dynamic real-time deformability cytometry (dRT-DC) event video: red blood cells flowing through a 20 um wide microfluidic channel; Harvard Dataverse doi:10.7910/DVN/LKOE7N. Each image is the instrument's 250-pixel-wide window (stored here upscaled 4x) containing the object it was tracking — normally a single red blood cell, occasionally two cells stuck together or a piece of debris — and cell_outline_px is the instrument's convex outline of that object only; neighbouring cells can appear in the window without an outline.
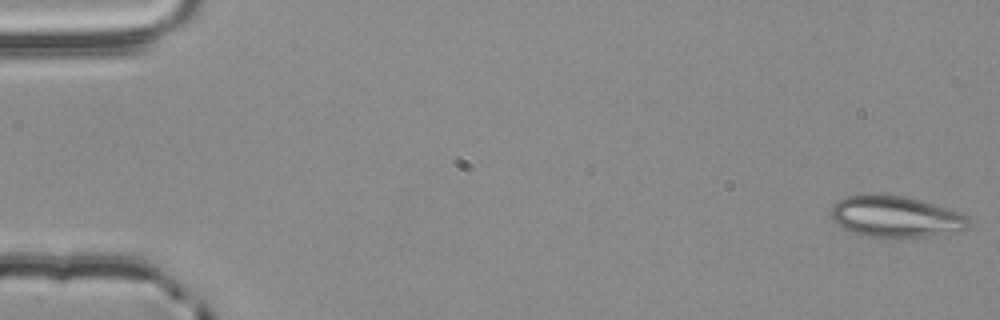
{"species": "common noctule bat (a hibernating species)", "species_latin": "Nyctalus noctula", "temperature_condition": "room temperature", "stored_images_in_passage": 4, "camera_frame_rate_fps": 3000, "um_per_image_px": 0.085, "animal": {"sex": "male", "body_mass_g": 20.4}, "frame": {"image": 1, "passage_image": 1, "time_ms": 0.0, "image_size_px": [1000, 320], "cell_outline_px": [[968, 224], [964, 228], [924, 236], [868, 236], [844, 228], [828, 212], [836, 200], [844, 196], [904, 196], [920, 200], [960, 212], [968, 216]], "centroid_in_image_um": [76.08, 18.39], "position_along_channel_um": 8.9, "area_um2": 31.62}}